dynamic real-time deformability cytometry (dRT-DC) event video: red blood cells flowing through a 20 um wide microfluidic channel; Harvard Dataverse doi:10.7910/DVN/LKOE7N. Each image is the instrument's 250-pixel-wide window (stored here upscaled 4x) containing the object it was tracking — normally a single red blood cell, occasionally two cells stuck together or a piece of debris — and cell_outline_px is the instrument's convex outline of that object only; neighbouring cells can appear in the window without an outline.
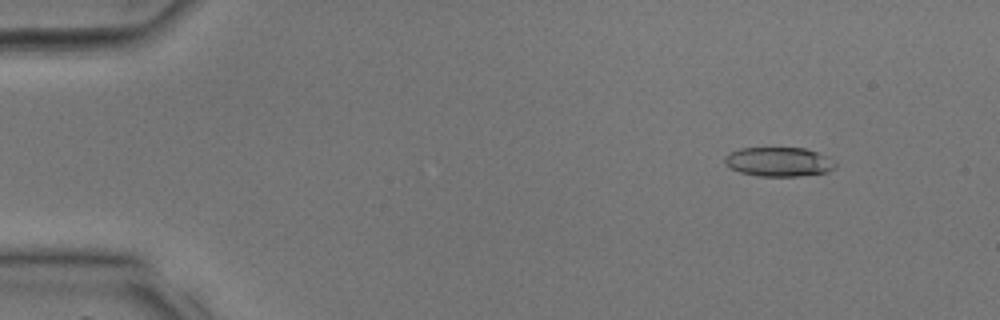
{"species": "common noctule bat (a hibernating species)", "species_latin": "Nyctalus noctula", "temperature_condition": "room temperature", "stored_images_in_passage": 38, "camera_frame_rate_fps": 3000, "um_per_image_px": 0.085, "animal": {"sex": "male", "body_mass_g": 17.9, "forearm_length_mm": 54.2}, "frame": {"image": 1, "passage_image": 5, "time_ms": 1.333, "image_size_px": [1000, 320], "cell_outline_px": [[836, 168], [828, 172], [800, 176], [760, 176], [740, 172], [724, 164], [724, 156], [728, 152], [740, 148], [804, 148], [828, 156], [836, 160]], "centroid_in_image_um": [66.22, 13.75], "position_along_channel_um": 18.8, "area_um2": 19.07}}
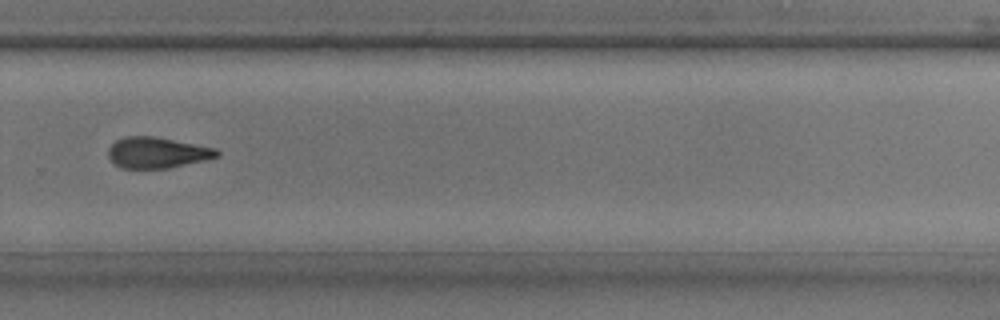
{"frame": {"image": 2, "passage_image": 27, "time_ms": 8.667, "image_size_px": [1000, 320], "cell_outline_px": [[220, 156], [204, 160], [168, 168], [120, 168], [108, 156], [108, 148], [116, 140], [128, 136], [156, 136], [216, 148], [220, 152]], "centroid_in_image_um": [13.37, 12.96], "position_along_channel_um": 316.4, "area_um2": 19.54}}
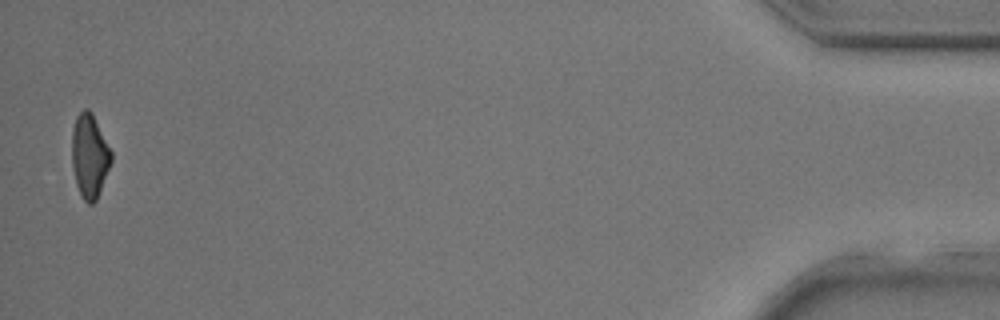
{"frame": {"image": 3, "passage_image": 38, "time_ms": 12.333, "image_size_px": [1000, 320], "cell_outline_px": [[112, 160], [96, 200], [92, 204], [88, 204], [80, 196], [76, 184], [72, 168], [72, 128], [76, 116], [84, 108], [88, 108], [92, 112], [112, 152]], "centroid_in_image_um": [7.6, 13.24], "position_along_channel_um": 427.6, "area_um2": 19.31}}